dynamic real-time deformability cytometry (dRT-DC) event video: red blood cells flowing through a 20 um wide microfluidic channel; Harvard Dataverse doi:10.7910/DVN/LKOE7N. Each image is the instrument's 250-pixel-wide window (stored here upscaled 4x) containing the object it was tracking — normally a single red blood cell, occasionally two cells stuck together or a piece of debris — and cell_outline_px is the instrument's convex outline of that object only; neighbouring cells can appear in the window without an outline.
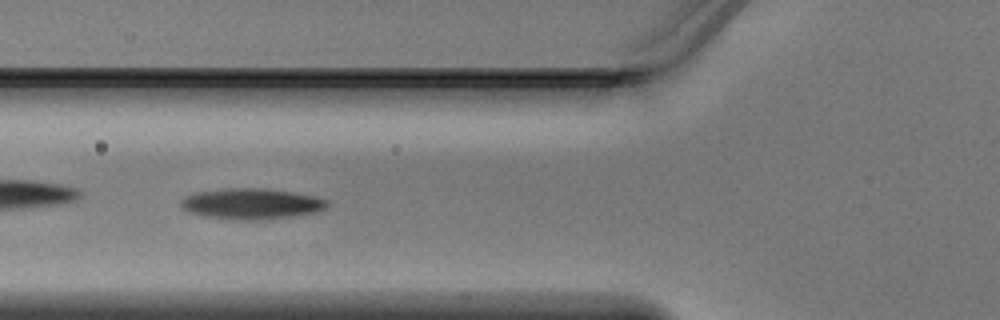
{"species": "Egyptian fruit bat (a non-hibernating species)", "species_latin": "Rousettus aegyptiacus", "temperature_condition": "warm", "stored_images_in_passage": 37, "camera_frame_rate_fps": 3000, "um_per_image_px": 0.085, "animal": {"sex": "male"}, "frame": {"image": 1, "passage_image": 8, "time_ms": 2.333, "image_size_px": [1000, 320], "cell_outline_px": [[328, 204], [324, 208], [316, 212], [288, 216], [248, 220], [240, 220], [204, 216], [188, 212], [180, 204], [180, 200], [184, 196], [196, 192], [224, 188], [264, 188], [292, 192], [312, 196], [328, 200]], "centroid_in_image_um": [21.3, 17.3], "position_along_channel_um": 104.5, "area_um2": 25.89}}
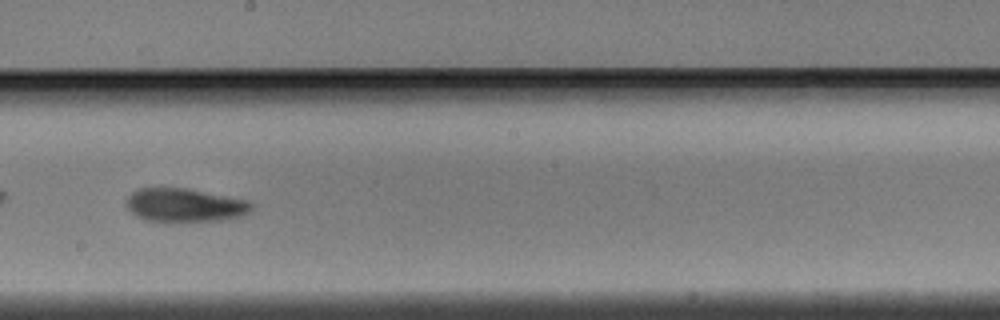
{"frame": {"image": 2, "passage_image": 17, "time_ms": 5.333, "image_size_px": [1000, 320], "cell_outline_px": [[256, 204], [248, 212], [240, 216], [220, 220], [172, 224], [144, 220], [136, 216], [124, 204], [124, 200], [132, 192], [140, 188], [184, 188], [248, 200]], "centroid_in_image_um": [15.66, 17.48], "position_along_channel_um": 232.5, "area_um2": 25.14}}
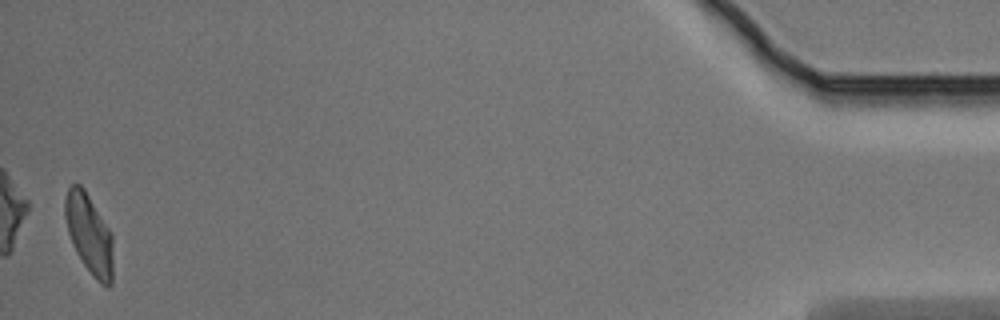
{"frame": {"image": 3, "passage_image": 37, "time_ms": 12.0, "image_size_px": [1000, 320], "cell_outline_px": [[112, 284], [108, 288], [100, 284], [96, 280], [84, 264], [76, 252], [72, 244], [68, 232], [64, 216], [64, 200], [68, 188], [72, 184], [80, 184], [84, 188], [112, 232]], "centroid_in_image_um": [7.58, 19.89], "position_along_channel_um": 427.6, "area_um2": 22.48}}